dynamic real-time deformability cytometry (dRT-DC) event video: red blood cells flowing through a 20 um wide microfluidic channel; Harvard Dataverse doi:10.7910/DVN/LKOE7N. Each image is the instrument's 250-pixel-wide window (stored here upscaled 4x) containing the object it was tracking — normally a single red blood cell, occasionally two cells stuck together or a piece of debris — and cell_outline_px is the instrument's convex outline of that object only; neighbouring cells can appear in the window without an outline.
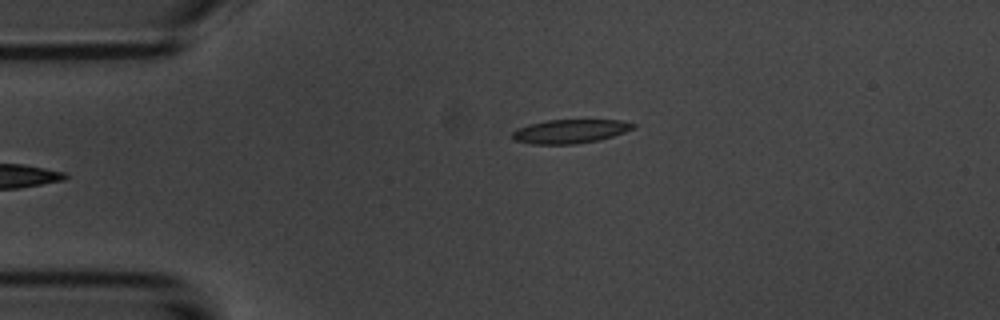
{"species": "common noctule bat (a hibernating species)", "species_latin": "Nyctalus noctula", "temperature_condition": "room temperature", "stored_images_in_passage": 4, "camera_frame_rate_fps": 3000, "um_per_image_px": 0.085, "animal": {"sex": "male", "body_mass_g": 20.1, "forearm_length_mm": 53.5}, "frame": {"image": 1, "passage_image": 4, "time_ms": 3.667, "image_size_px": [1000, 320], "cell_outline_px": [[636, 124], [632, 128], [624, 132], [600, 140], [576, 144], [532, 144], [516, 140], [512, 136], [512, 132], [516, 128], [528, 124], [548, 120], [620, 120]], "centroid_in_image_um": [48.43, 11.16], "position_along_channel_um": 36.6, "area_um2": 16.7}}